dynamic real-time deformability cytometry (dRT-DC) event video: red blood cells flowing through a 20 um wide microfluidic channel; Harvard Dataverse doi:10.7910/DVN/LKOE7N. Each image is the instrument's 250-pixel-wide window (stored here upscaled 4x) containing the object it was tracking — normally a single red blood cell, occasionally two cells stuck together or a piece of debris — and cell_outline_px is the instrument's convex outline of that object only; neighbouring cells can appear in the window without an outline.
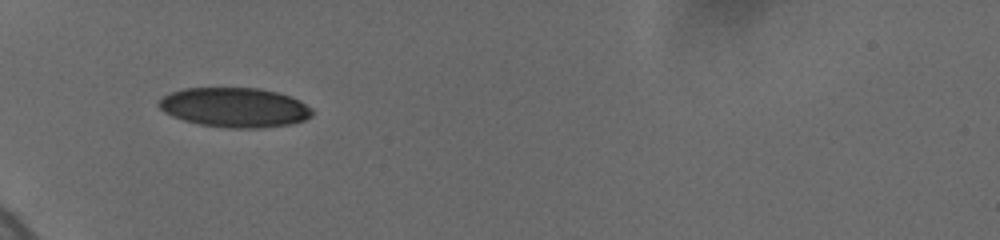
{"species": "human", "species_latin": "Homo sapiens", "temperature_condition": "cold", "stored_images_in_passage": 16, "camera_frame_rate_fps": 3000, "um_per_image_px": 0.085, "donor": {"sex": "female"}, "frame": {"image": 1, "passage_image": 1, "time_ms": 0.0, "image_size_px": [1000, 240], "cell_outline_px": [[312, 116], [304, 120], [292, 124], [260, 128], [228, 128], [200, 124], [184, 120], [172, 116], [164, 112], [156, 104], [164, 96], [172, 92], [184, 88], [260, 88], [292, 96], [300, 100], [312, 108]], "centroid_in_image_um": [19.97, 9.13], "position_along_channel_um": 65.0, "area_um2": 35.49}}
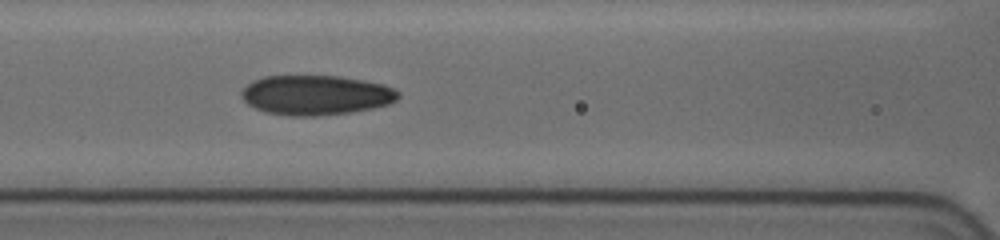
{"frame": {"image": 2, "passage_image": 11, "time_ms": 2.333, "image_size_px": [1000, 240], "cell_outline_px": [[400, 96], [396, 100], [388, 104], [372, 108], [352, 112], [316, 116], [288, 116], [264, 112], [248, 104], [240, 96], [240, 92], [252, 80], [264, 76], [336, 76], [364, 80], [380, 84], [392, 88], [400, 92]], "centroid_in_image_um": [26.82, 8.09], "position_along_channel_um": 139.8, "area_um2": 36.36}}
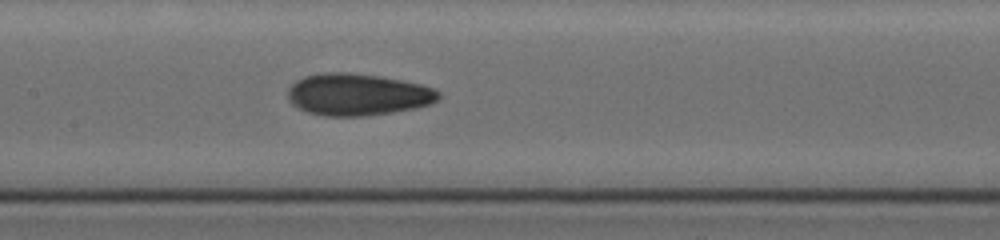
{"frame": {"image": 3, "passage_image": 15, "time_ms": 3.333, "image_size_px": [1000, 240], "cell_outline_px": [[440, 96], [432, 104], [416, 108], [392, 112], [364, 116], [324, 116], [308, 112], [292, 104], [288, 100], [288, 88], [296, 80], [304, 76], [324, 72], [348, 72], [380, 76], [420, 84], [432, 88], [440, 92]], "centroid_in_image_um": [30.38, 8.03], "position_along_channel_um": 177.0, "area_um2": 36.88}}